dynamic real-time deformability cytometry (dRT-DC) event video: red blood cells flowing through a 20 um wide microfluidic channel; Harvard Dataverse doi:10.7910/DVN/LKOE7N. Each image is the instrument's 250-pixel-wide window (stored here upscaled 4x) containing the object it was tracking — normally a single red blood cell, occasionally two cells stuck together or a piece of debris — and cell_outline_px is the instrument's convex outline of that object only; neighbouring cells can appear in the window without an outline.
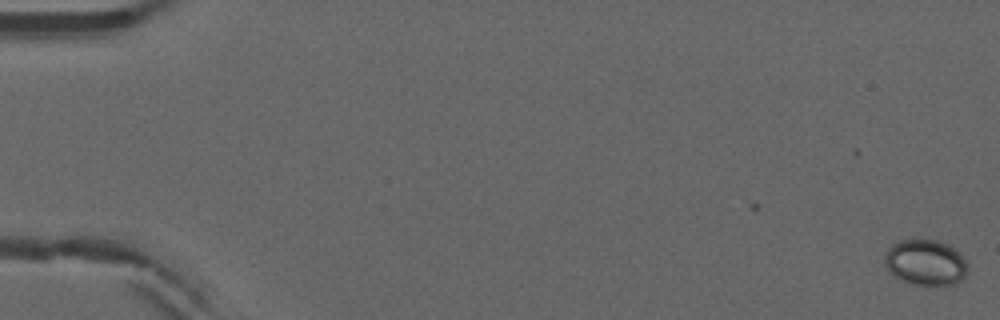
{"species": "common noctule bat (a hibernating species)", "species_latin": "Nyctalus noctula", "temperature_condition": "warm", "stored_images_in_passage": 3, "camera_frame_rate_fps": 3000, "um_per_image_px": 0.085, "animal": {"sex": "male", "forearm_length_mm": 52.5}, "frame": {"image": 1, "passage_image": 3, "time_ms": 0.667, "image_size_px": [1000, 320], "cell_outline_px": [[968, 272], [956, 284], [944, 288], [916, 284], [904, 280], [896, 276], [884, 264], [884, 252], [892, 244], [900, 240], [912, 236], [936, 240], [948, 244], [956, 248], [964, 260], [968, 268]], "centroid_in_image_um": [78.68, 22.28], "position_along_channel_um": 6.3, "area_um2": 22.95}}